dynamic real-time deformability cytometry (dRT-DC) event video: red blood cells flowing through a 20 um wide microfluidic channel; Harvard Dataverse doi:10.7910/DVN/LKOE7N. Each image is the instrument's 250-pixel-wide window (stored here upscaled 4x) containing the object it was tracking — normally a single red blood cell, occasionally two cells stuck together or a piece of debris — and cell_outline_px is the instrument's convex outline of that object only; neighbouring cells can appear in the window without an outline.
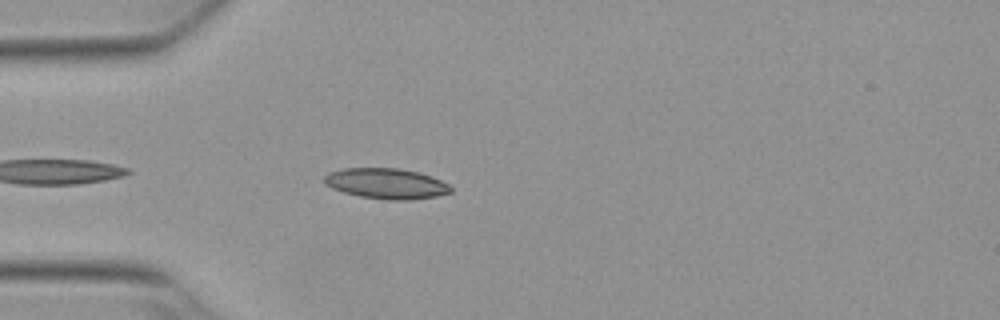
{"species": "Egyptian fruit bat (a non-hibernating species)", "species_latin": "Rousettus aegyptiacus", "temperature_condition": "warm", "stored_images_in_passage": 17, "camera_frame_rate_fps": 3000, "um_per_image_px": 0.085, "animal": {"sex": "female"}, "frame": {"image": 1, "passage_image": 3, "time_ms": 0.667, "image_size_px": [1000, 320], "cell_outline_px": [[452, 192], [436, 196], [408, 200], [388, 200], [360, 196], [344, 192], [332, 188], [324, 184], [324, 176], [328, 172], [344, 168], [400, 168], [420, 172], [440, 180], [448, 184], [452, 188]], "centroid_in_image_um": [32.82, 15.59], "position_along_channel_um": 52.2, "area_um2": 22.54}}
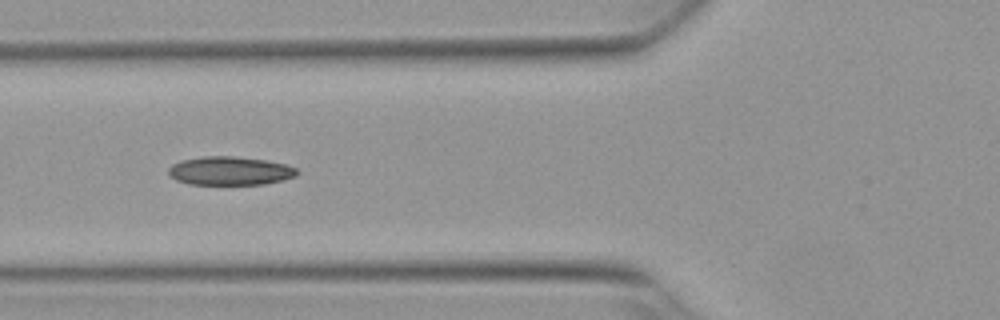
{"frame": {"image": 2, "passage_image": 8, "time_ms": 2.333, "image_size_px": [1000, 320], "cell_outline_px": [[300, 172], [296, 176], [284, 180], [264, 184], [188, 184], [176, 180], [168, 176], [168, 168], [172, 164], [184, 160], [204, 156], [232, 156], [264, 160], [284, 164], [296, 168]], "centroid_in_image_um": [19.54, 14.53], "position_along_channel_um": 106.3, "area_um2": 21.39}}